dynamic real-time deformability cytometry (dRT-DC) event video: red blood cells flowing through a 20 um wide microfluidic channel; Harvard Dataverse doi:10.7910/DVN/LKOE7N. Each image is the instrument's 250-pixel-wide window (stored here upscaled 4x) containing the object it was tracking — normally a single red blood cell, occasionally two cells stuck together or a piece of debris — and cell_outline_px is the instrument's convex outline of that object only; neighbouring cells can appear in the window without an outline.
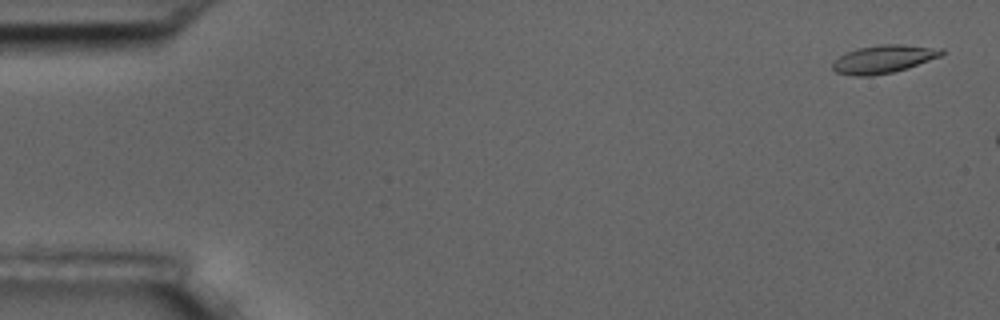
{"species": "common noctule bat (a hibernating species)", "species_latin": "Nyctalus noctula", "temperature_condition": "room temperature", "stored_images_in_passage": 3, "camera_frame_rate_fps": 3000, "um_per_image_px": 0.085, "animal": {"sex": "male", "body_mass_g": 17.5, "forearm_length_mm": 52.3}, "frame": {"image": 1, "passage_image": 1, "time_ms": 0.0, "image_size_px": [1000, 320], "cell_outline_px": [[944, 52], [940, 56], [908, 68], [892, 72], [872, 76], [852, 76], [836, 72], [832, 68], [832, 64], [840, 56], [856, 48], [884, 44], [900, 44], [944, 48]], "centroid_in_image_um": [75.11, 5.02], "position_along_channel_um": 9.9, "area_um2": 17.74}}